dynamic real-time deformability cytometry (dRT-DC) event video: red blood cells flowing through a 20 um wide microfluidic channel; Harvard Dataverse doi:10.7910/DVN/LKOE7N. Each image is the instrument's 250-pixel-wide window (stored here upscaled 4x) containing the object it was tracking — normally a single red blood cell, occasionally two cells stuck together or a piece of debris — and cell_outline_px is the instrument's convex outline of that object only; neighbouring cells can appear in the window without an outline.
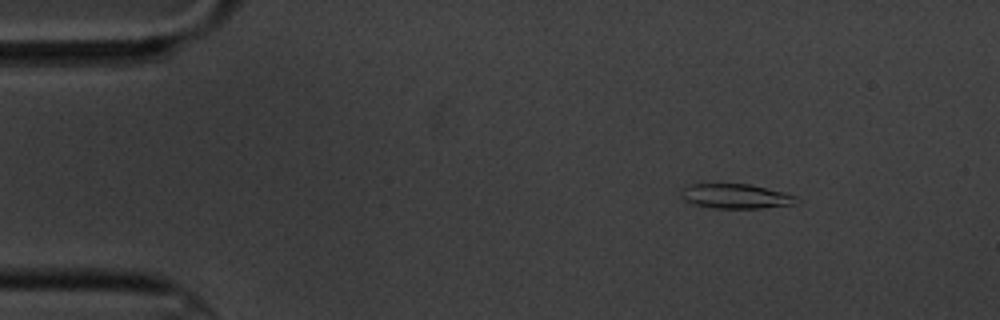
{"species": "common noctule bat (a hibernating species)", "species_latin": "Nyctalus noctula", "temperature_condition": "cold", "stored_images_in_passage": 8, "camera_frame_rate_fps": 3000, "um_per_image_px": 0.085, "animal": {"sex": "male", "body_mass_g": 20.1, "forearm_length_mm": 53.5}, "frame": {"image": 1, "passage_image": 2, "time_ms": 1.333, "image_size_px": [1000, 320], "cell_outline_px": [[800, 200], [792, 204], [760, 208], [712, 208], [692, 204], [684, 200], [680, 196], [680, 188], [692, 184], [748, 184], [784, 192], [796, 196]], "centroid_in_image_um": [62.48, 16.68], "position_along_channel_um": 22.5, "area_um2": 16.59}}
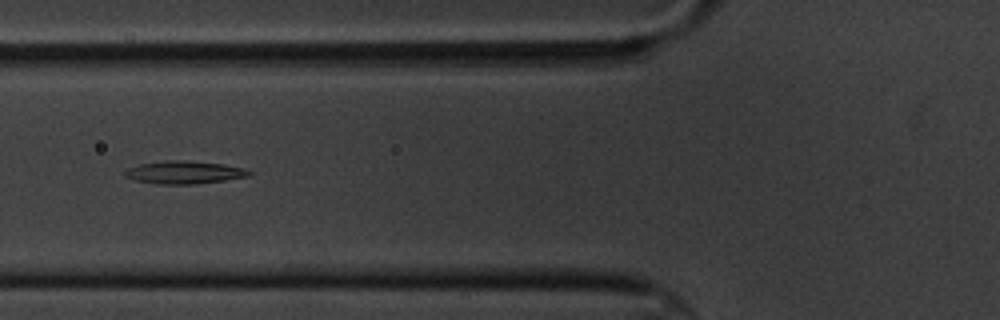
{"frame": {"image": 2, "passage_image": 6, "time_ms": 6.0, "image_size_px": [1000, 320], "cell_outline_px": [[252, 172], [248, 176], [224, 180], [196, 184], [160, 184], [136, 180], [124, 176], [124, 172], [128, 168], [140, 164], [164, 160], [184, 160], [224, 164], [244, 168]], "centroid_in_image_um": [15.65, 14.64], "position_along_channel_um": 110.1, "area_um2": 16.42}}
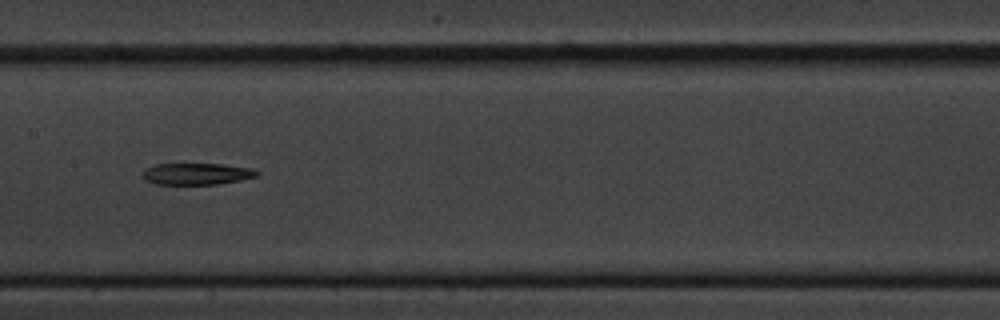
{"frame": {"image": 3, "passage_image": 8, "time_ms": 8.333, "image_size_px": [1000, 320], "cell_outline_px": [[260, 172], [256, 176], [240, 180], [220, 184], [156, 184], [144, 180], [144, 172], [148, 168], [156, 164], [220, 164], [248, 168]], "centroid_in_image_um": [16.72, 14.78], "position_along_channel_um": 190.7, "area_um2": 14.1}}